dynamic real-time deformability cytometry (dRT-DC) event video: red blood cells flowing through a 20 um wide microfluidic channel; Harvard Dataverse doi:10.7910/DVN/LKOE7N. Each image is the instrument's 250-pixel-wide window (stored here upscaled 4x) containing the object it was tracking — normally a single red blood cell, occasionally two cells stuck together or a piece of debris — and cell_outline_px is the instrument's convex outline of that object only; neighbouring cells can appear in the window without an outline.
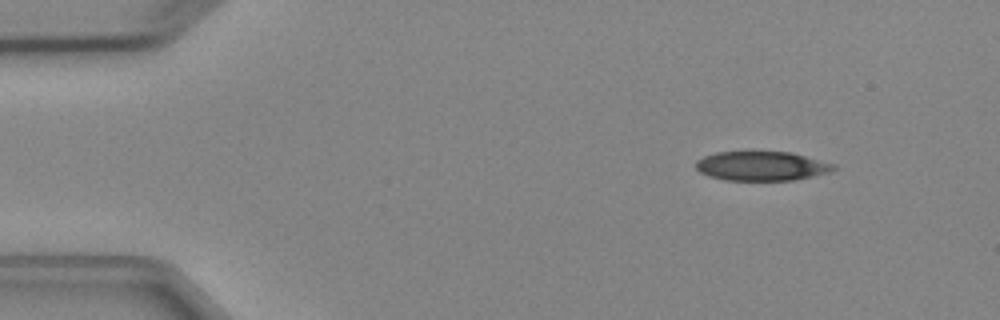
{"species": "Egyptian fruit bat (a non-hibernating species)", "species_latin": "Rousettus aegyptiacus", "temperature_condition": "cold", "stored_images_in_passage": 3, "camera_frame_rate_fps": 3000, "um_per_image_px": 0.085, "animal": {"sex": "female"}, "frame": {"image": 1, "passage_image": 1, "time_ms": 0.0, "image_size_px": [1000, 320], "cell_outline_px": [[836, 168], [832, 172], [796, 180], [724, 180], [708, 176], [700, 172], [696, 168], [696, 160], [704, 156], [716, 152], [792, 152], [836, 164]], "centroid_in_image_um": [64.77, 14.11], "position_along_channel_um": 20.2, "area_um2": 23.7}}